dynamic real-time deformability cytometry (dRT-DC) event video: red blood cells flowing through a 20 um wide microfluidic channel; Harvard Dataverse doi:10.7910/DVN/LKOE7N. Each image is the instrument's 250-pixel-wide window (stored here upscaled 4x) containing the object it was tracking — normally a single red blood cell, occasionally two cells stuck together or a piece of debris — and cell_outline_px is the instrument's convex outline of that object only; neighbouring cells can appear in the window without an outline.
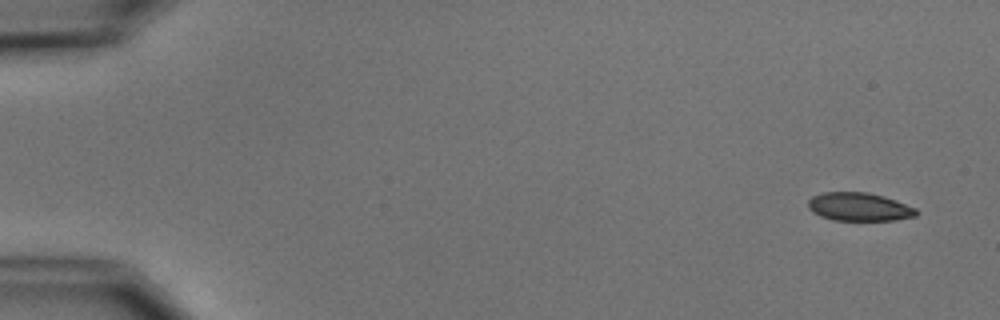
{"species": "common noctule bat (a hibernating species)", "species_latin": "Nyctalus noctula", "temperature_condition": "cold", "stored_images_in_passage": 5, "camera_frame_rate_fps": 3000, "um_per_image_px": 0.085, "animal": {"sex": "male", "body_mass_g": 15.6}, "frame": {"image": 1, "passage_image": 1, "time_ms": 0.0, "image_size_px": [1000, 320], "cell_outline_px": [[920, 212], [916, 216], [896, 220], [832, 220], [820, 216], [812, 212], [808, 208], [808, 200], [812, 196], [824, 192], [868, 192], [884, 196], [896, 200], [916, 208]], "centroid_in_image_um": [73.04, 17.58], "position_along_channel_um": 12.0, "area_um2": 18.03}}
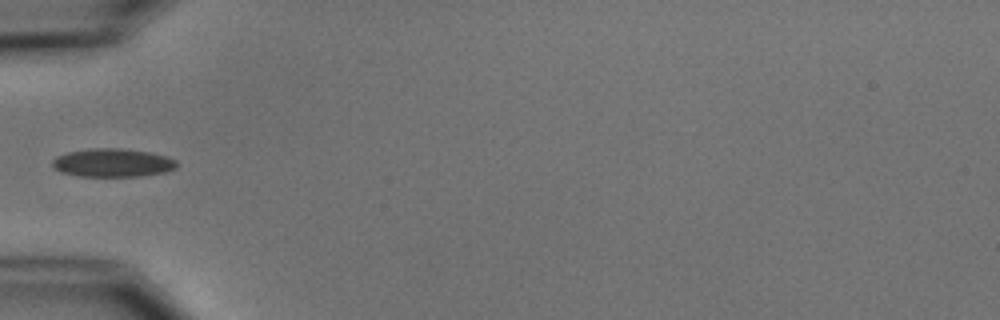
{"frame": {"image": 2, "passage_image": 5, "time_ms": 5.333, "image_size_px": [1000, 320], "cell_outline_px": [[180, 164], [176, 168], [164, 172], [140, 176], [80, 176], [60, 172], [52, 168], [52, 160], [56, 156], [68, 152], [92, 148], [120, 148], [152, 152], [176, 160]], "centroid_in_image_um": [9.57, 13.83], "position_along_channel_um": 75.4, "area_um2": 20.69}}